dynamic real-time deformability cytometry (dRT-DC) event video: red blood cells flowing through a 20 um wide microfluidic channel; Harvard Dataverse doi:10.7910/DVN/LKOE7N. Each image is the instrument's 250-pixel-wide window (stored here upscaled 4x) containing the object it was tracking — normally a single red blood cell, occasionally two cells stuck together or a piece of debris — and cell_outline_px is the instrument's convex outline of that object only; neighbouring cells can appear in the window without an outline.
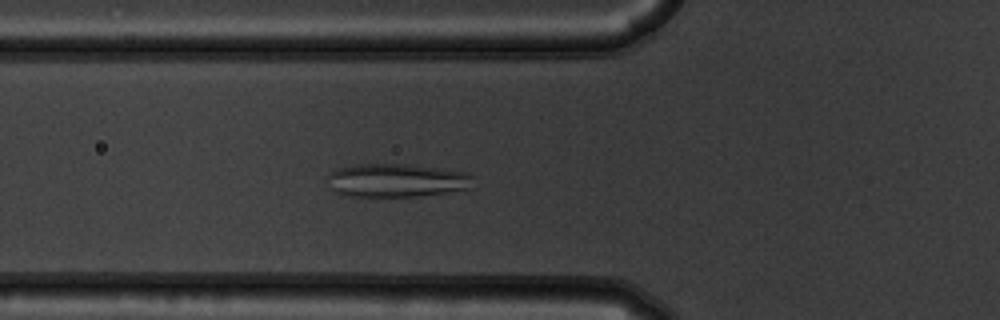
{"species": "common noctule bat (a hibernating species)", "species_latin": "Nyctalus noctula", "temperature_condition": "warm", "stored_images_in_passage": 48, "camera_frame_rate_fps": 3000, "um_per_image_px": 0.085, "animal": {"sex": "male", "body_mass_g": 19.5, "forearm_length_mm": 54.6}, "frame": {"image": 1, "passage_image": 13, "time_ms": 4.0, "image_size_px": [1000, 320], "cell_outline_px": [[476, 176], [472, 188], [416, 196], [344, 196], [336, 192], [328, 176], [328, 172], [340, 168], [360, 164], [408, 164], [440, 168], [468, 172]], "centroid_in_image_um": [33.8, 15.32], "position_along_channel_um": 92.0, "area_um2": 28.32}}
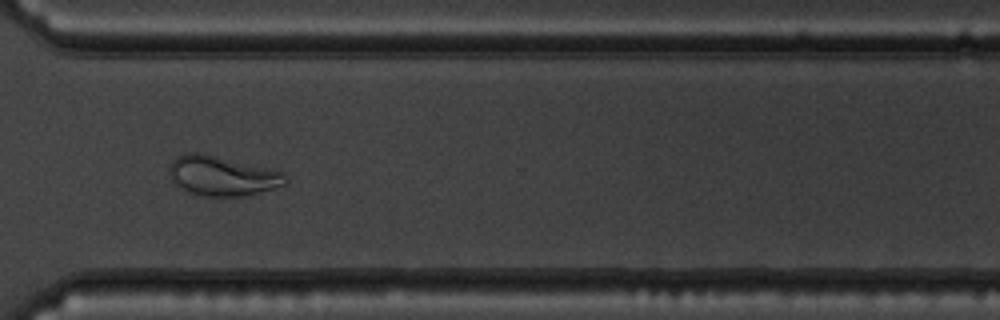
{"frame": {"image": 2, "passage_image": 34, "time_ms": 11.0, "image_size_px": [1000, 320], "cell_outline_px": [[288, 180], [284, 184], [272, 188], [244, 196], [204, 196], [188, 192], [176, 184], [172, 180], [168, 172], [168, 168], [172, 160], [176, 156], [184, 152], [196, 152], [276, 168], [284, 172]], "centroid_in_image_um": [18.89, 14.92], "position_along_channel_um": 351.7, "area_um2": 27.17}}
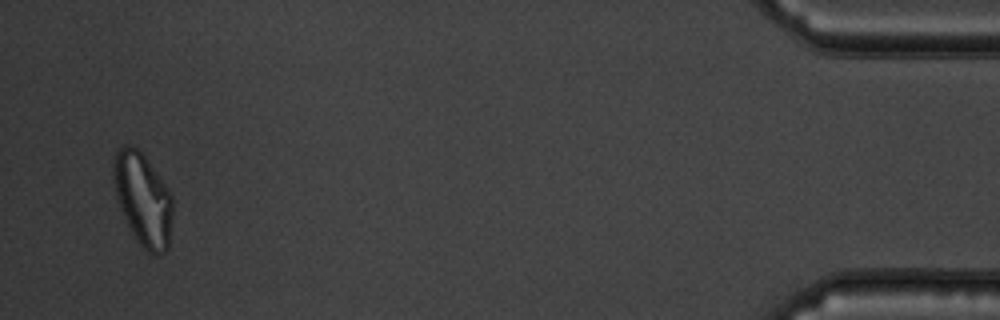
{"frame": {"image": 3, "passage_image": 46, "time_ms": 15.0, "image_size_px": [1000, 320], "cell_outline_px": [[172, 216], [168, 248], [164, 252], [156, 256], [148, 252], [136, 240], [120, 208], [116, 196], [112, 176], [112, 164], [116, 148], [124, 144], [128, 144], [136, 148], [144, 156], [168, 188], [172, 196]], "centroid_in_image_um": [12.13, 16.92], "position_along_channel_um": 423.1, "area_um2": 32.02}}